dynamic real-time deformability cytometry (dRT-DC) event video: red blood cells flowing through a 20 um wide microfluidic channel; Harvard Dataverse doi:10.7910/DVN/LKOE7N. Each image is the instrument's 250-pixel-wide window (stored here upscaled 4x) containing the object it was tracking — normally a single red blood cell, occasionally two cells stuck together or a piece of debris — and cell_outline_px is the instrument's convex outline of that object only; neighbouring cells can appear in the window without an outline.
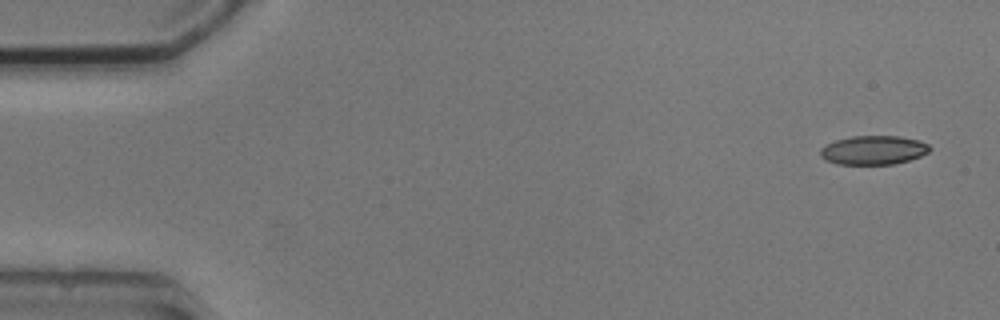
{"species": "common noctule bat (a hibernating species)", "species_latin": "Nyctalus noctula", "temperature_condition": "cold", "stored_images_in_passage": 4, "camera_frame_rate_fps": 3000, "um_per_image_px": 0.085, "animal": {"sex": "male", "body_mass_g": 20.5, "forearm_length_mm": 52.5}, "frame": {"image": 1, "passage_image": 1, "time_ms": 0.0, "image_size_px": [1000, 320], "cell_outline_px": [[932, 148], [928, 152], [920, 156], [908, 160], [892, 164], [836, 164], [820, 156], [820, 148], [836, 140], [852, 136], [900, 136], [920, 140], [928, 144]], "centroid_in_image_um": [74.26, 12.75], "position_along_channel_um": 10.7, "area_um2": 18.38}}
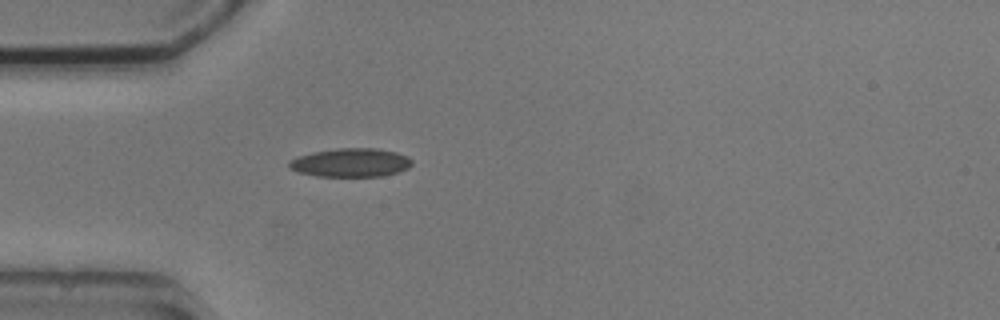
{"frame": {"image": 2, "passage_image": 4, "time_ms": 4.333, "image_size_px": [1000, 320], "cell_outline_px": [[412, 164], [408, 168], [396, 172], [380, 176], [316, 176], [296, 172], [288, 168], [288, 160], [312, 152], [336, 148], [376, 148], [396, 152], [408, 156], [412, 160]], "centroid_in_image_um": [29.78, 13.82], "position_along_channel_um": 55.2, "area_um2": 20.58}}